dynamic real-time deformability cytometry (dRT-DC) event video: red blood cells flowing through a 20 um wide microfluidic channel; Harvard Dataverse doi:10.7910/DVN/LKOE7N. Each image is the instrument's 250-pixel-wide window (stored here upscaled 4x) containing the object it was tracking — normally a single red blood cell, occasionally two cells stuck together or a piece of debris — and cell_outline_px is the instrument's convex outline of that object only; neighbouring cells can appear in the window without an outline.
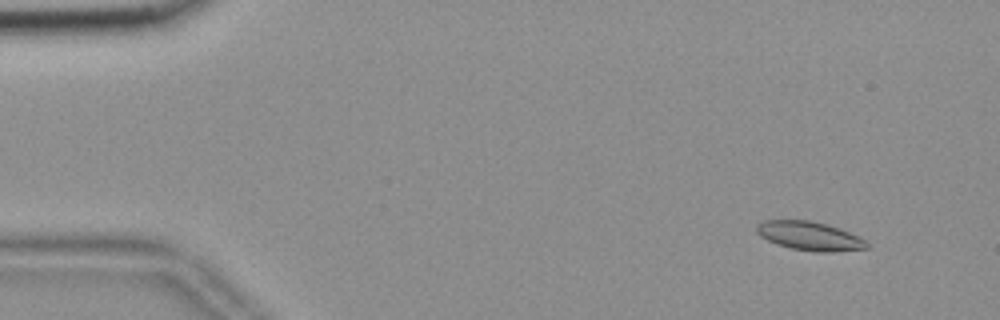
{"species": "common noctule bat (a hibernating species)", "species_latin": "Nyctalus noctula", "temperature_condition": "room temperature", "stored_images_in_passage": 56, "camera_frame_rate_fps": 3000, "um_per_image_px": 0.085, "animal": {"sex": "female", "body_mass_g": 18.4}, "frame": {"image": 1, "passage_image": 5, "time_ms": 1.333, "image_size_px": [1000, 320], "cell_outline_px": [[868, 248], [832, 252], [816, 252], [792, 248], [776, 244], [760, 236], [756, 232], [756, 224], [764, 220], [812, 220], [840, 228], [864, 240], [868, 244]], "centroid_in_image_um": [68.78, 20.05], "position_along_channel_um": 16.2, "area_um2": 18.44}}
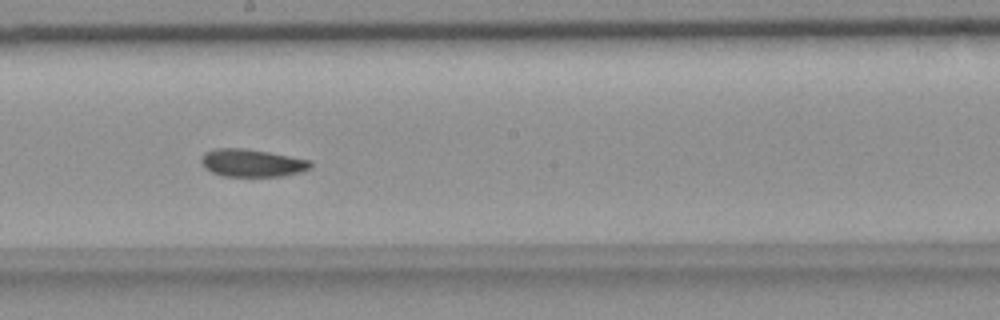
{"frame": {"image": 2, "passage_image": 31, "time_ms": 10.0, "image_size_px": [1000, 320], "cell_outline_px": [[312, 168], [300, 172], [284, 176], [224, 176], [212, 172], [204, 168], [200, 164], [200, 156], [204, 152], [216, 148], [244, 148], [268, 152], [308, 160], [312, 164]], "centroid_in_image_um": [21.36, 13.85], "position_along_channel_um": 226.8, "area_um2": 17.69}}
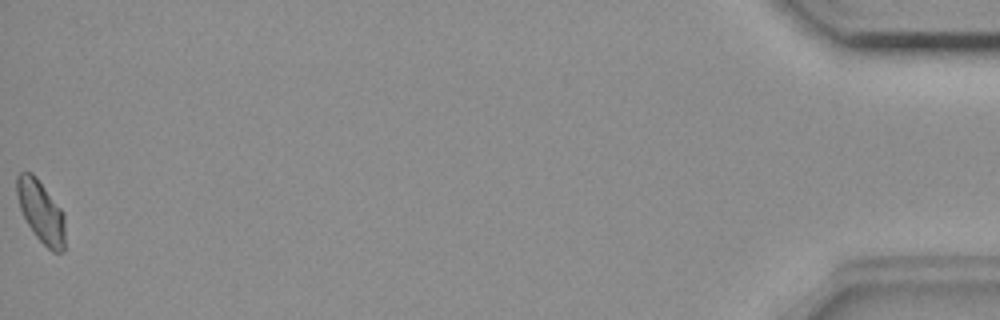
{"frame": {"image": 3, "passage_image": 56, "time_ms": 18.333, "image_size_px": [1000, 320], "cell_outline_px": [[64, 252], [52, 252], [36, 236], [28, 224], [20, 208], [16, 192], [16, 176], [20, 172], [32, 172], [36, 176], [64, 212]], "centroid_in_image_um": [3.48, 17.96], "position_along_channel_um": 431.7, "area_um2": 17.4}}